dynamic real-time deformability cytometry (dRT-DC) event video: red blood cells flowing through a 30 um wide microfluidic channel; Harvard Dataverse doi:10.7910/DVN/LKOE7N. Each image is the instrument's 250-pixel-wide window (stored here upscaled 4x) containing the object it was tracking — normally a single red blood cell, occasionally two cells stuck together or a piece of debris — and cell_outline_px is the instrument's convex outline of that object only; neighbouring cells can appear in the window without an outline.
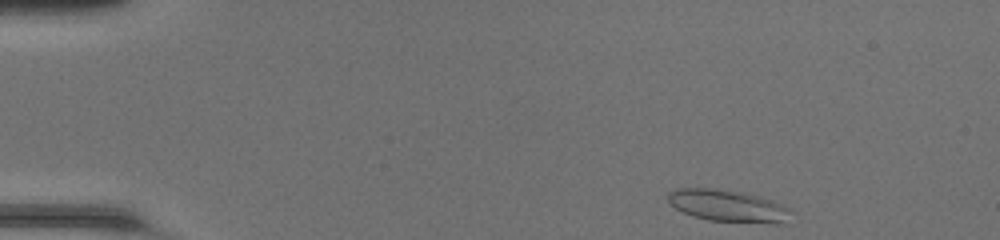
{"species": "common noctule bat (a hibernating species)", "species_latin": "Nyctalus noctula", "temperature_condition": "room temperature", "stored_images_in_passage": 43, "camera_frame_rate_fps": 3000, "um_per_image_px": 0.085, "animal": {"sex": "female", "body_mass_g": 20.0, "forearm_length_mm": 54.0}, "frame": {"image": 1, "passage_image": 1, "time_ms": 0.0, "image_size_px": [1000, 240], "cell_outline_px": [[792, 208], [784, 224], [776, 224], [708, 220], [692, 216], [676, 208], [668, 200], [668, 192], [676, 188], [712, 188], [744, 192], [760, 196], [772, 200]], "centroid_in_image_um": [61.91, 17.49], "position_along_channel_um": 23.1, "area_um2": 23.12}}
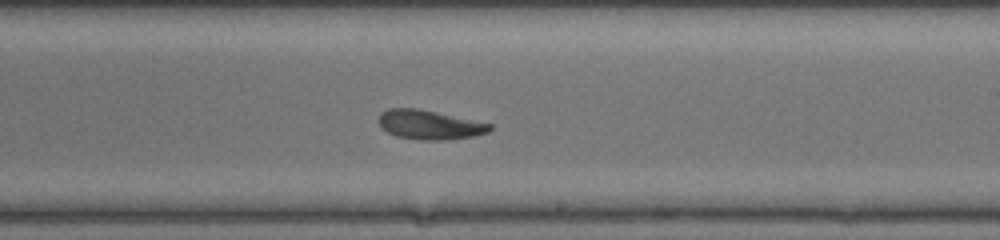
{"frame": {"image": 2, "passage_image": 24, "time_ms": 7.667, "image_size_px": [1000, 240], "cell_outline_px": [[492, 128], [488, 132], [472, 136], [444, 140], [420, 140], [396, 136], [388, 132], [376, 120], [380, 112], [388, 108], [416, 108], [436, 112], [492, 124]], "centroid_in_image_um": [36.46, 10.6], "position_along_channel_um": 252.5, "area_um2": 18.84}}
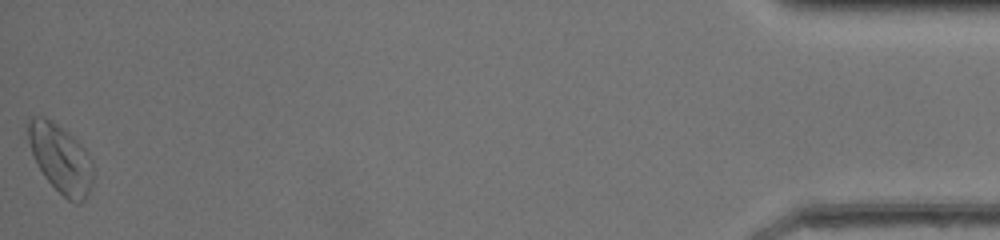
{"frame": {"image": 3, "passage_image": 43, "time_ms": 14.0, "image_size_px": [1000, 240], "cell_outline_px": [[92, 184], [88, 196], [80, 204], [76, 204], [68, 200], [44, 176], [32, 152], [28, 140], [28, 116], [44, 116], [68, 132], [88, 152], [92, 160]], "centroid_in_image_um": [5.17, 13.48], "position_along_channel_um": 430.0, "area_um2": 25.72}, "authors_computed_cell_mechanics": {"area_um2": 19.652, "velocity_mm_per_s": 4.2635, "shape_relaxation_time_tau1_ms": 4.7351, "shape_relaxation_time_tau2_ms": 3.8039, "deformation_change_tau1": 0.132, "deformation_change_tau2": 0.1178}}